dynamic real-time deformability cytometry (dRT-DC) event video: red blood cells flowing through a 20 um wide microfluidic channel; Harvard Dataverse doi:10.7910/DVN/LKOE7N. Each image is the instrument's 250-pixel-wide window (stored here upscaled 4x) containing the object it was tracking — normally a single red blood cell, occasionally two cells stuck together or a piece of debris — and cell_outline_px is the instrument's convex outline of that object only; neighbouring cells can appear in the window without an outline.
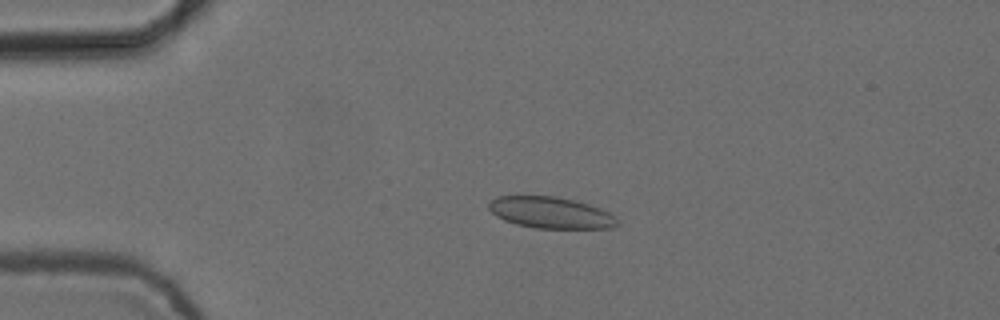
{"species": "common noctule bat (a hibernating species)", "species_latin": "Nyctalus noctula", "temperature_condition": "cold", "stored_images_in_passage": 5, "camera_frame_rate_fps": 3000, "um_per_image_px": 0.085, "animal": {"sex": "female", "body_mass_g": 24.6, "forearm_length_mm": 56.2}, "frame": {"image": 1, "passage_image": 4, "time_ms": 1.0, "image_size_px": [1000, 320], "cell_outline_px": [[620, 224], [612, 228], [536, 228], [516, 224], [504, 220], [496, 216], [488, 208], [488, 200], [496, 196], [552, 196], [572, 200], [588, 204], [600, 208], [616, 216], [620, 220]], "centroid_in_image_um": [46.81, 18.08], "position_along_channel_um": 38.2, "area_um2": 23.64}}